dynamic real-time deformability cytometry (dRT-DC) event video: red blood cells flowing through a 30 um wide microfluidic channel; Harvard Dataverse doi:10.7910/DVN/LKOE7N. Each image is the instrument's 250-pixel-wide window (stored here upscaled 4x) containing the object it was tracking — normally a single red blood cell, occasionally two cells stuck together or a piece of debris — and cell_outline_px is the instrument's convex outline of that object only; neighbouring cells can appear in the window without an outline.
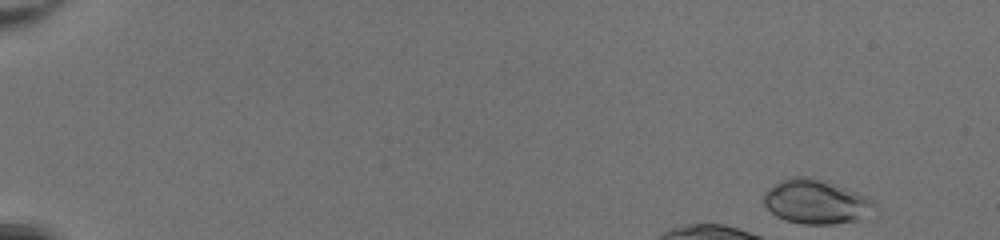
{"species": "common noctule bat (a hibernating species)", "species_latin": "Nyctalus noctula", "temperature_condition": "room temperature", "stored_images_in_passage": 3, "camera_frame_rate_fps": 3000, "um_per_image_px": 0.085, "animal": {"sex": "female", "body_mass_g": 20.0, "forearm_length_mm": 54.0}, "frame": {"image": 1, "passage_image": 2, "time_ms": 0.333, "image_size_px": [1000, 240], "cell_outline_px": [[876, 204], [856, 220], [832, 224], [804, 224], [784, 220], [776, 216], [764, 204], [764, 192], [768, 188], [780, 180], [792, 176], [812, 176], [828, 180], [856, 192], [872, 200]], "centroid_in_image_um": [69.27, 17.11], "position_along_channel_um": 15.7, "area_um2": 28.32}}